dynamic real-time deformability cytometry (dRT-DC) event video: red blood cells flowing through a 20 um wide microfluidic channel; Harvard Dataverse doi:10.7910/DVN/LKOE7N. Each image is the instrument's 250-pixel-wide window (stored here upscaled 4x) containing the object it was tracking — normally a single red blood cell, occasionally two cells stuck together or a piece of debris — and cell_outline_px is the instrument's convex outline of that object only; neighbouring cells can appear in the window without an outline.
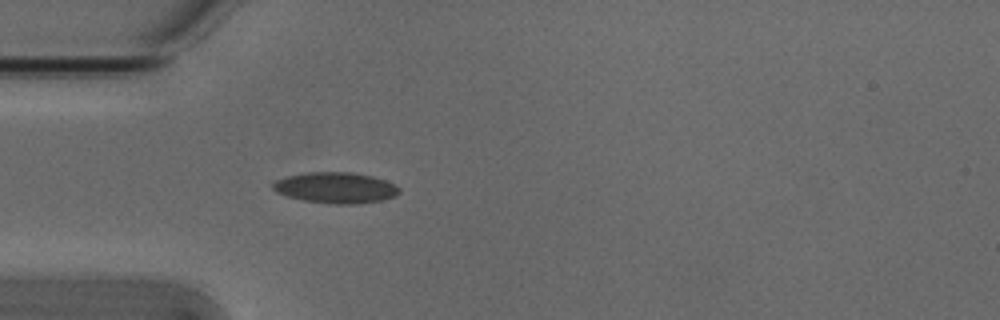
{"species": "Egyptian fruit bat (a non-hibernating species)", "species_latin": "Rousettus aegyptiacus", "temperature_condition": "cold", "stored_images_in_passage": 17, "camera_frame_rate_fps": 3000, "um_per_image_px": 0.085, "animal": {"sex": "male"}, "frame": {"image": 1, "passage_image": 1, "time_ms": 0.0, "image_size_px": [1000, 320], "cell_outline_px": [[400, 192], [396, 196], [380, 200], [356, 204], [336, 204], [304, 200], [288, 196], [276, 192], [272, 188], [272, 180], [288, 176], [308, 172], [352, 172], [372, 176], [384, 180], [400, 188]], "centroid_in_image_um": [28.5, 15.95], "position_along_channel_um": 56.5, "area_um2": 22.66}}
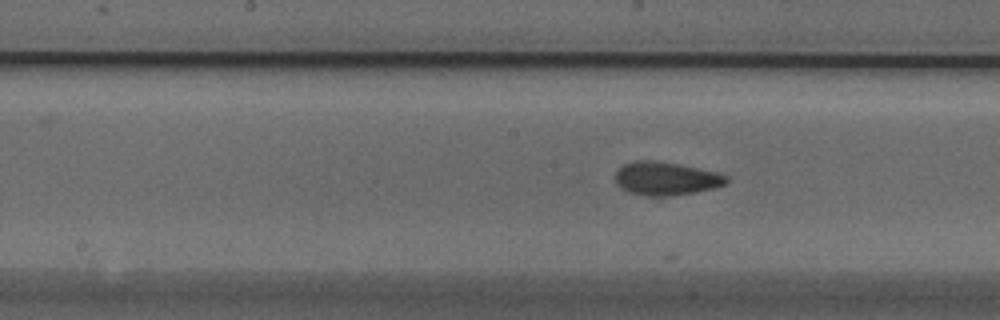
{"frame": {"image": 2, "passage_image": 12, "time_ms": 3.667, "image_size_px": [1000, 320], "cell_outline_px": [[728, 184], [712, 188], [672, 196], [648, 196], [628, 192], [616, 184], [616, 172], [624, 164], [636, 160], [656, 160], [680, 164], [716, 172], [728, 176]], "centroid_in_image_um": [56.61, 15.17], "position_along_channel_um": 191.6, "area_um2": 21.56}}
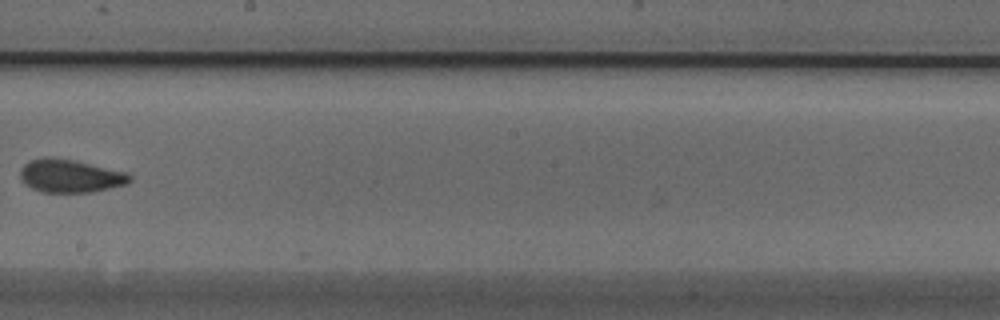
{"frame": {"image": 3, "passage_image": 16, "time_ms": 5.0, "image_size_px": [1000, 320], "cell_outline_px": [[132, 180], [128, 184], [92, 192], [40, 192], [24, 184], [20, 180], [20, 168], [24, 164], [32, 160], [48, 156], [72, 160], [124, 172], [132, 176]], "centroid_in_image_um": [5.93, 14.97], "position_along_channel_um": 242.3, "area_um2": 21.04}}